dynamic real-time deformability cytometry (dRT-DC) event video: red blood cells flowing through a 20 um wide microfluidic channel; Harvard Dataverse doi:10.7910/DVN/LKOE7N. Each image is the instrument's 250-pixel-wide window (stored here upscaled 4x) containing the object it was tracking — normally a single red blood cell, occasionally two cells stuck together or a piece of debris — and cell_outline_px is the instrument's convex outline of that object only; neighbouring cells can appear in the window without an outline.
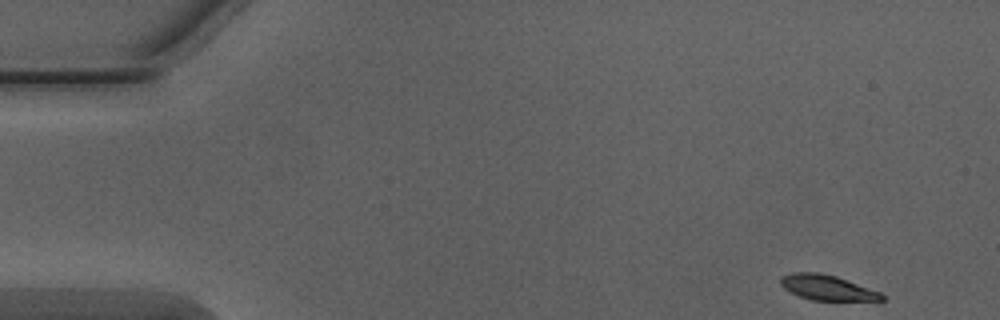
{"species": "Egyptian fruit bat (a non-hibernating species)", "species_latin": "Rousettus aegyptiacus", "temperature_condition": "warm", "stored_images_in_passage": 47, "camera_frame_rate_fps": 3000, "um_per_image_px": 0.085, "animal": {"sex": "male"}, "frame": {"image": 1, "passage_image": 1, "time_ms": 0.0, "image_size_px": [1000, 320], "cell_outline_px": [[884, 300], [812, 300], [788, 292], [780, 284], [780, 276], [792, 272], [820, 272], [836, 276], [880, 292], [884, 296]], "centroid_in_image_um": [70.25, 24.43], "position_along_channel_um": 14.8, "area_um2": 14.8}}
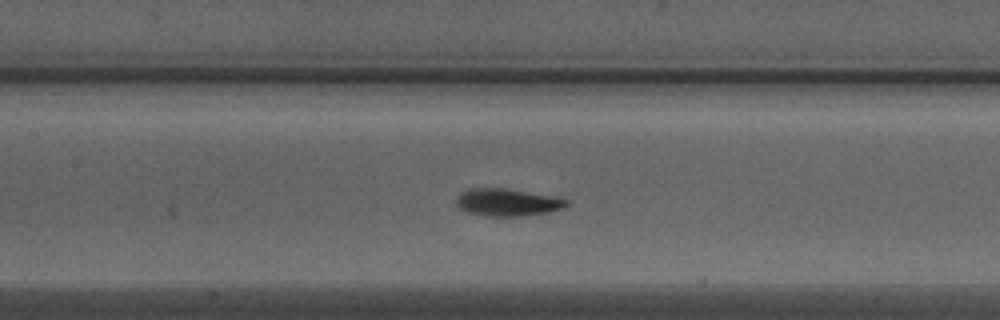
{"frame": {"image": 2, "passage_image": 21, "time_ms": 6.667, "image_size_px": [1000, 320], "cell_outline_px": [[568, 204], [564, 208], [548, 212], [520, 216], [484, 216], [468, 212], [460, 208], [456, 204], [456, 196], [460, 192], [468, 188], [504, 188], [556, 196], [568, 200]], "centroid_in_image_um": [43.11, 17.19], "position_along_channel_um": 164.3, "area_um2": 17.74}}
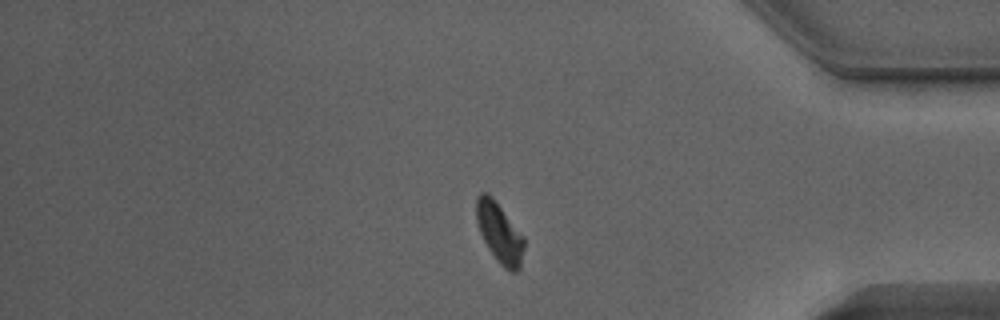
{"frame": {"image": 3, "passage_image": 40, "time_ms": 13.0, "image_size_px": [1000, 320], "cell_outline_px": [[524, 248], [520, 268], [516, 272], [512, 272], [504, 268], [496, 260], [488, 248], [480, 232], [476, 220], [476, 200], [480, 192], [488, 192], [492, 196], [524, 236]], "centroid_in_image_um": [42.46, 19.78], "position_along_channel_um": 392.7, "area_um2": 16.76}}